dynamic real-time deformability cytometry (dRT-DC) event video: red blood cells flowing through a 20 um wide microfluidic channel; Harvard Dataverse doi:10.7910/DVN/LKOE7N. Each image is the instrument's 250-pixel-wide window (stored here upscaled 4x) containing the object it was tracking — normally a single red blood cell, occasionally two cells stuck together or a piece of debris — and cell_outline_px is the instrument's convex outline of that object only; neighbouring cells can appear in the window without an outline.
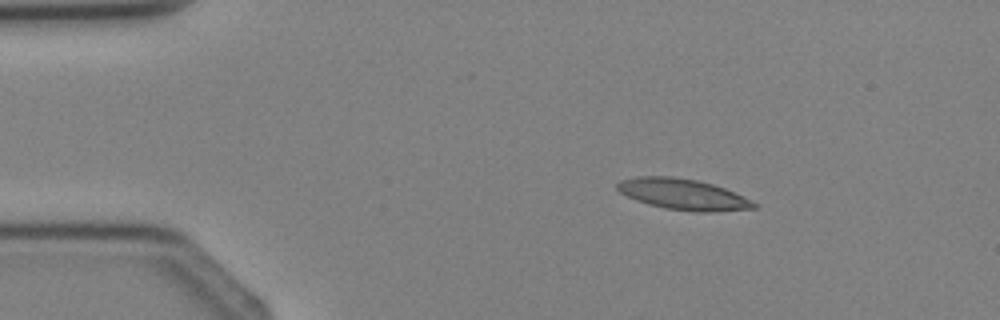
{"species": "Egyptian fruit bat (a non-hibernating species)", "species_latin": "Rousettus aegyptiacus", "temperature_condition": "cold", "stored_images_in_passage": 3, "segment_of_instrument_passage": [1, 2], "camera_frame_rate_fps": 3000, "um_per_image_px": 0.085, "animal": {"sex": "female"}, "frame": {"image": 1, "passage_image": 1, "time_ms": 0.0, "image_size_px": [1000, 320], "cell_outline_px": [[760, 204], [756, 208], [712, 212], [700, 212], [664, 208], [648, 204], [636, 200], [620, 192], [616, 188], [616, 184], [620, 180], [640, 176], [672, 176], [696, 180], [712, 184], [724, 188]], "centroid_in_image_um": [58.06, 16.52], "position_along_channel_um": 26.9, "area_um2": 24.51}}